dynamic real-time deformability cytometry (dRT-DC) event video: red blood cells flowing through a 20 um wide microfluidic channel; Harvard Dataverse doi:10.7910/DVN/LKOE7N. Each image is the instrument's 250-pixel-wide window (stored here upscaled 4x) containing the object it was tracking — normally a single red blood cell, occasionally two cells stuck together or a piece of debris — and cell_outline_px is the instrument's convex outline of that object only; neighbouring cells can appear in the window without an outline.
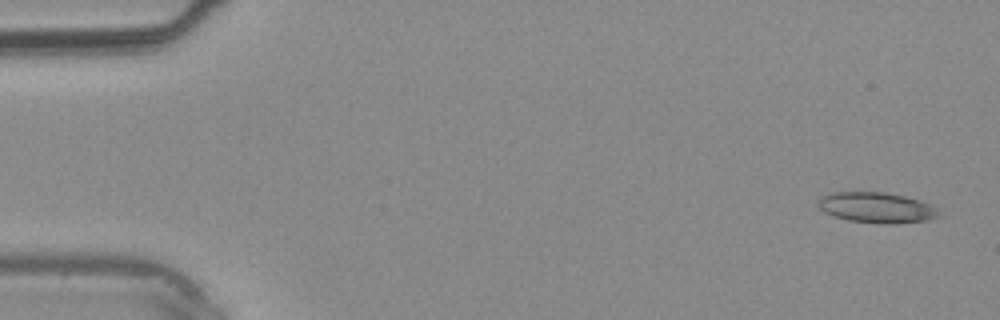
{"species": "common noctule bat (a hibernating species)", "species_latin": "Nyctalus noctula", "temperature_condition": "warm", "stored_images_in_passage": 4, "camera_frame_rate_fps": 3000, "um_per_image_px": 0.085, "animal": {"sex": "male", "body_mass_g": 20.4}, "frame": {"image": 1, "passage_image": 1, "time_ms": 0.0, "image_size_px": [1000, 320], "cell_outline_px": [[944, 216], [928, 220], [896, 224], [884, 224], [848, 220], [832, 216], [824, 212], [816, 204], [816, 200], [820, 196], [828, 192], [884, 192], [904, 196], [920, 200], [936, 208]], "centroid_in_image_um": [74.49, 17.65], "position_along_channel_um": 10.5, "area_um2": 21.91}}
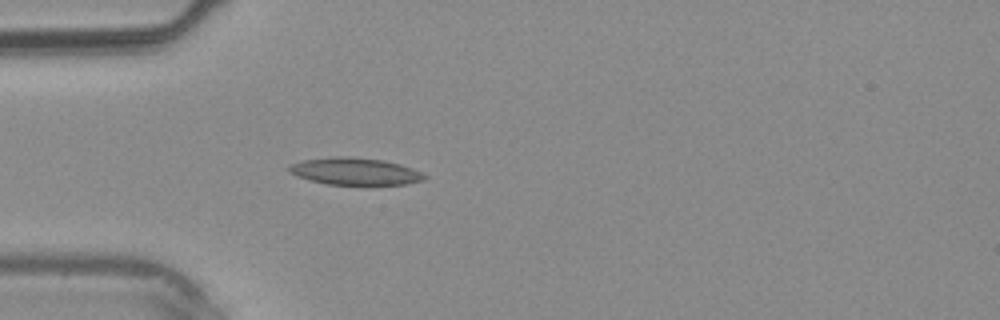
{"frame": {"image": 2, "passage_image": 4, "time_ms": 3.333, "image_size_px": [1000, 320], "cell_outline_px": [[428, 176], [424, 180], [408, 184], [328, 184], [308, 180], [296, 176], [288, 172], [288, 164], [304, 160], [340, 156], [348, 156], [384, 160], [400, 164], [412, 168]], "centroid_in_image_um": [30.15, 14.56], "position_along_channel_um": 54.8, "area_um2": 21.39}}